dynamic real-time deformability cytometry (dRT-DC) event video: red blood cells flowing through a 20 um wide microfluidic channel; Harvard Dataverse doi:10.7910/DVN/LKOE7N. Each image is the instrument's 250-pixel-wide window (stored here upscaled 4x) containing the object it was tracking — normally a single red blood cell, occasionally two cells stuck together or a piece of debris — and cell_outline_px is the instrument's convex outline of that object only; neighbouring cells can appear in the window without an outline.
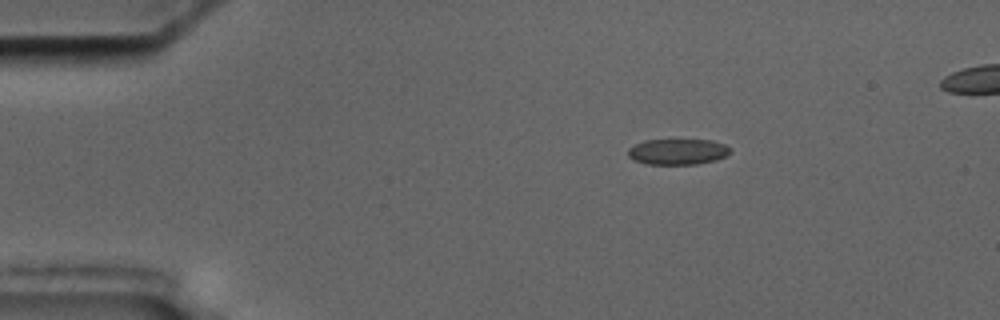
{"species": "common noctule bat (a hibernating species)", "species_latin": "Nyctalus noctula", "temperature_condition": "cold", "stored_images_in_passage": 48, "camera_frame_rate_fps": 3000, "um_per_image_px": 0.085, "animal": {"sex": "male", "body_mass_g": 17.5, "forearm_length_mm": 52.3}, "frame": {"image": 1, "passage_image": 1, "time_ms": 0.0, "image_size_px": [1000, 320], "cell_outline_px": [[732, 148], [724, 156], [716, 160], [696, 164], [644, 164], [632, 160], [628, 156], [628, 148], [644, 140], [712, 140], [724, 144]], "centroid_in_image_um": [57.57, 12.9], "position_along_channel_um": 27.4, "area_um2": 15.37}}
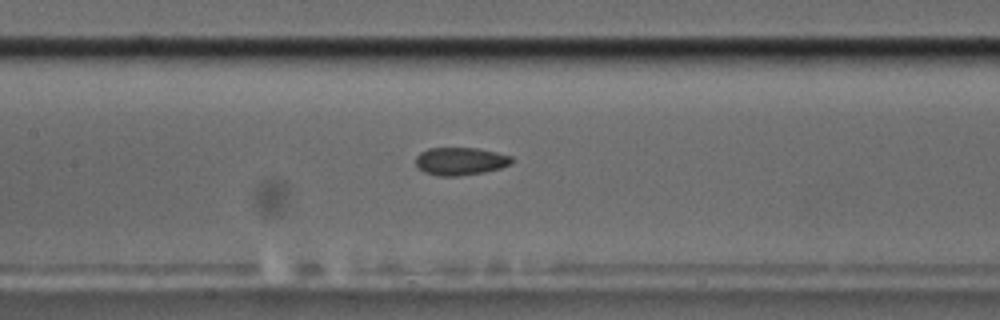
{"frame": {"image": 2, "passage_image": 18, "time_ms": 5.667, "image_size_px": [1000, 320], "cell_outline_px": [[512, 164], [500, 168], [484, 172], [456, 176], [440, 176], [424, 172], [416, 164], [416, 156], [420, 152], [428, 148], [476, 148], [496, 152], [512, 156]], "centroid_in_image_um": [39.14, 13.7], "position_along_channel_um": 168.3, "area_um2": 15.49}}
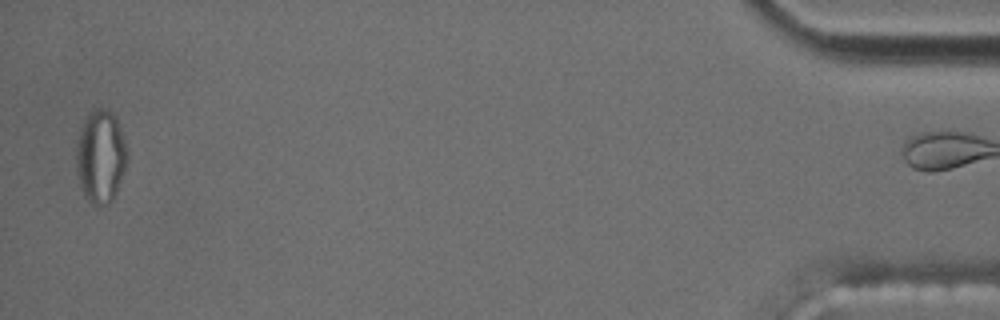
{"frame": {"image": 3, "passage_image": 47, "time_ms": 15.333, "image_size_px": [1000, 320], "cell_outline_px": [[128, 160], [124, 172], [116, 192], [112, 200], [108, 204], [92, 204], [84, 196], [76, 164], [76, 148], [80, 128], [88, 112], [92, 108], [104, 108], [112, 112], [116, 116], [128, 152]], "centroid_in_image_um": [8.56, 13.25], "position_along_channel_um": 426.6, "area_um2": 27.63}, "authors_computed_cell_mechanics": {"area_um2": 16.0395, "velocity_mm_per_s": 3.5712, "shape_relaxation_time_tau1_ms": null, "shape_relaxation_time_tau2_ms": 2.9194, "deformation_change_tau1": null, "deformation_change_tau2": 0.0637}}